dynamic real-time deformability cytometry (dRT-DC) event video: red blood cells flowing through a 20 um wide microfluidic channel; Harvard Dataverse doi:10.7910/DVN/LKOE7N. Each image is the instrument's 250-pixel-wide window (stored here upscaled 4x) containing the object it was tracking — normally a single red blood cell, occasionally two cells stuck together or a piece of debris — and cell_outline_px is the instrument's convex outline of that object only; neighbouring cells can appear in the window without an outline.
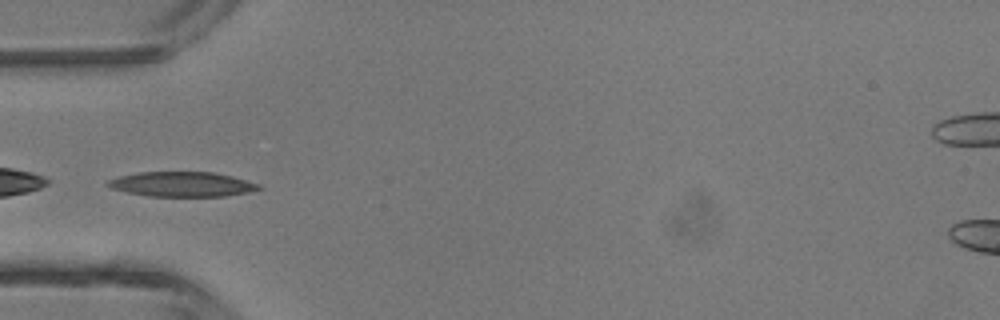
{"species": "common noctule bat (a hibernating species)", "species_latin": "Nyctalus noctula", "temperature_condition": "room temperature", "stored_images_in_passage": 5, "camera_frame_rate_fps": 3000, "um_per_image_px": 0.085, "animal": {"sex": "male", "body_mass_g": 13.3}, "frame": {"image": 1, "passage_image": 4, "time_ms": 1.0, "image_size_px": [1000, 320], "cell_outline_px": [[264, 188], [248, 192], [224, 196], [148, 196], [128, 192], [112, 188], [104, 184], [108, 180], [120, 176], [140, 172], [212, 172], [232, 176], [260, 184]], "centroid_in_image_um": [15.49, 15.66], "position_along_channel_um": 69.5, "area_um2": 21.73}}
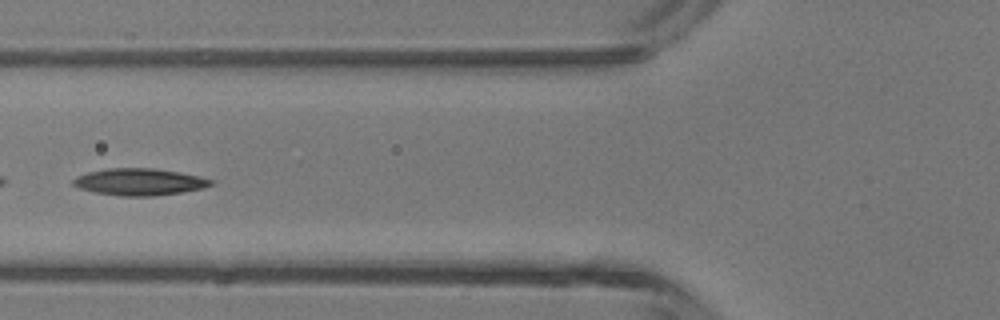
{"frame": {"image": 2, "passage_image": 5, "time_ms": 1.333, "image_size_px": [1000, 320], "cell_outline_px": [[216, 184], [204, 188], [180, 192], [152, 196], [120, 196], [96, 192], [80, 188], [72, 184], [72, 180], [76, 176], [88, 172], [108, 168], [156, 168], [180, 172], [200, 176], [216, 180]], "centroid_in_image_um": [11.91, 15.45], "position_along_channel_um": 113.9, "area_um2": 21.73}}